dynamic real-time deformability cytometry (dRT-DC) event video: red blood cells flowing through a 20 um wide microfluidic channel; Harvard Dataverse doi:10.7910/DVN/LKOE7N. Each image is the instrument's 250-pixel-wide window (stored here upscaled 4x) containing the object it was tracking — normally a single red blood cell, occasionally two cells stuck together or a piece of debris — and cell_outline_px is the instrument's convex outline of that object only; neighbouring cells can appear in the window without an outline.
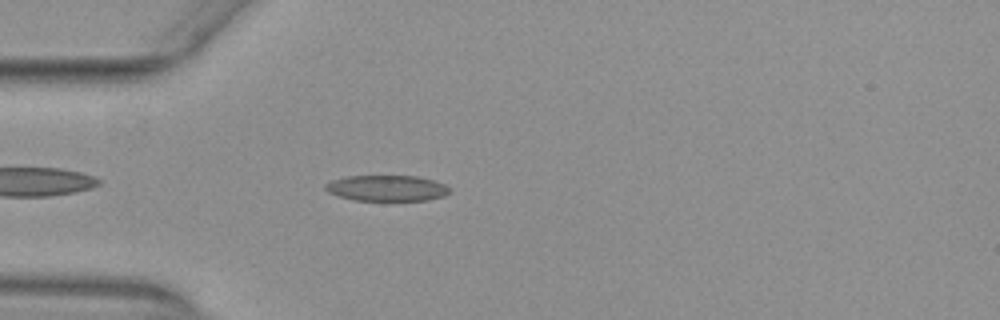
{"species": "common noctule bat (a hibernating species)", "species_latin": "Nyctalus noctula", "temperature_condition": "warm", "stored_images_in_passage": 41, "camera_frame_rate_fps": 3000, "um_per_image_px": 0.085, "animal": {"sex": "female", "body_mass_g": 29.2, "forearm_length_mm": 56.3}, "frame": {"image": 1, "passage_image": 4, "time_ms": 1.0, "image_size_px": [1000, 320], "cell_outline_px": [[452, 192], [444, 196], [428, 200], [352, 200], [328, 192], [324, 188], [324, 184], [332, 180], [348, 176], [416, 176], [432, 180], [444, 184]], "centroid_in_image_um": [32.87, 15.99], "position_along_channel_um": 52.1, "area_um2": 18.61}}
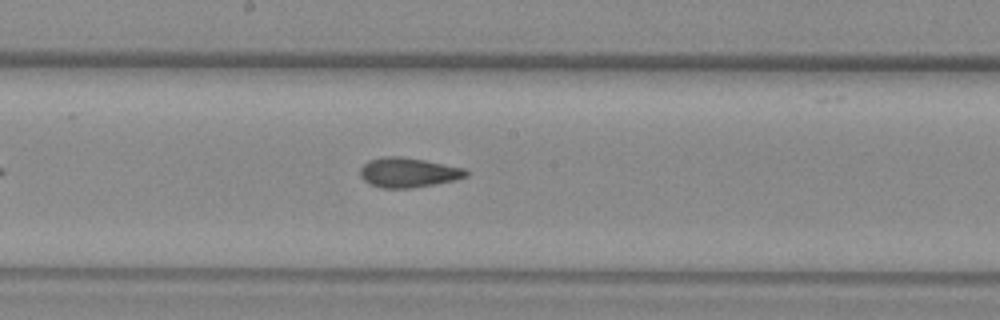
{"frame": {"image": 2, "passage_image": 17, "time_ms": 5.333, "image_size_px": [1000, 320], "cell_outline_px": [[468, 176], [456, 180], [408, 188], [380, 188], [368, 184], [360, 176], [360, 168], [368, 160], [384, 156], [400, 156], [424, 160], [464, 168], [468, 172]], "centroid_in_image_um": [34.66, 14.66], "position_along_channel_um": 213.5, "area_um2": 18.32}}
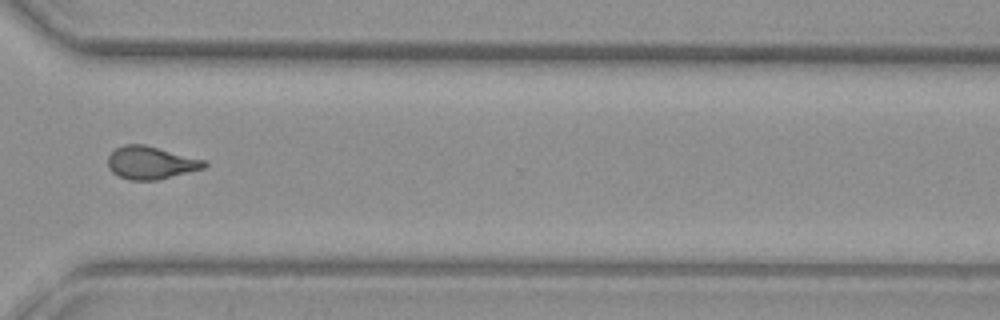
{"frame": {"image": 3, "passage_image": 28, "time_ms": 9.0, "image_size_px": [1000, 320], "cell_outline_px": [[208, 164], [204, 168], [156, 180], [128, 180], [112, 172], [108, 168], [108, 156], [116, 148], [124, 144], [144, 144], [208, 160]], "centroid_in_image_um": [12.84, 13.82], "position_along_channel_um": 357.8, "area_um2": 18.5}, "authors_computed_cell_mechanics": {"area_um2": 18.1492, "velocity_mm_per_s": 3.9389, "shape_relaxation_time_tau1_ms": null, "shape_relaxation_time_tau2_ms": 1.5009, "deformation_change_tau1": null, "deformation_change_tau2": 0.0871}}